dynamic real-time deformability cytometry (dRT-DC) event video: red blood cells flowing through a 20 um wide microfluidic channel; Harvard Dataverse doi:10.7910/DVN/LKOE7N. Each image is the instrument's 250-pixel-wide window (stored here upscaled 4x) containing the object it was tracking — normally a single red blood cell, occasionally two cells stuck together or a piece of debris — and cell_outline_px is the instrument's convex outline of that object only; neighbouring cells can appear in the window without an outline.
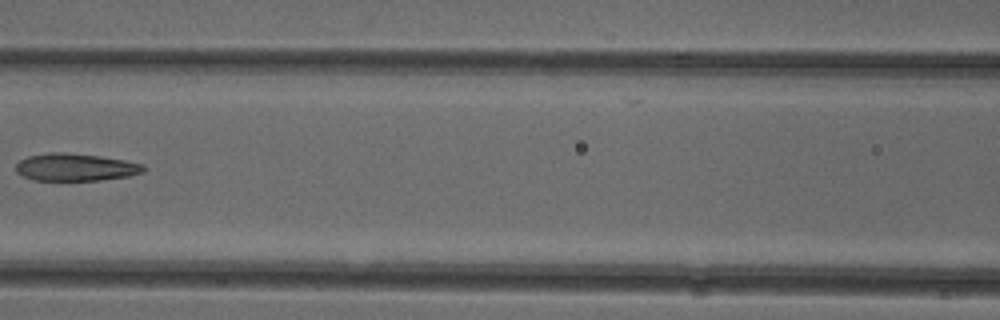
{"species": "common noctule bat (a hibernating species)", "species_latin": "Nyctalus noctula", "temperature_condition": "cold", "stored_images_in_passage": 8, "camera_frame_rate_fps": 3000, "um_per_image_px": 0.085, "animal": {"sex": "female"}, "frame": {"image": 1, "passage_image": 7, "time_ms": 7.0, "image_size_px": [1000, 320], "cell_outline_px": [[148, 168], [144, 172], [128, 176], [100, 180], [32, 180], [16, 172], [16, 164], [20, 160], [28, 156], [52, 152], [64, 152], [100, 156], [124, 160], [144, 164]], "centroid_in_image_um": [6.44, 14.21], "position_along_channel_um": 160.2, "area_um2": 20.46}}
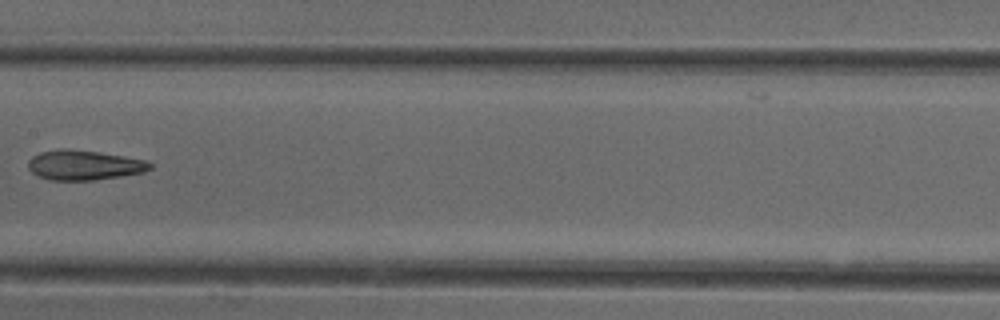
{"frame": {"image": 2, "passage_image": 8, "time_ms": 8.0, "image_size_px": [1000, 320], "cell_outline_px": [[152, 168], [144, 172], [120, 176], [92, 180], [48, 180], [32, 172], [28, 168], [28, 160], [32, 156], [40, 152], [64, 148], [96, 152], [124, 156], [148, 160], [152, 164]], "centroid_in_image_um": [7.15, 14.03], "position_along_channel_um": 200.2, "area_um2": 21.1}}